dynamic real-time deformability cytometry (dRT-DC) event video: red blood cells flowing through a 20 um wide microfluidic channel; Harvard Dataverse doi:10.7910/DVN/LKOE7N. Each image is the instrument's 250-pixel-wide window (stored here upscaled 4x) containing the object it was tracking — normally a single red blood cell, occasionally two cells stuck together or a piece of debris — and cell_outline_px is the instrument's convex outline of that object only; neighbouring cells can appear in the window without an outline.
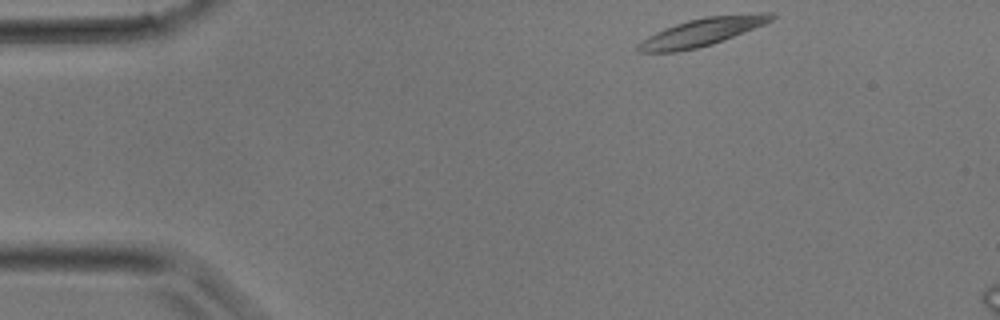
{"species": "common noctule bat (a hibernating species)", "species_latin": "Nyctalus noctula", "temperature_condition": "room temperature", "stored_images_in_passage": 6, "camera_frame_rate_fps": 3000, "um_per_image_px": 0.085, "animal": {"sex": "male", "body_mass_g": 17.9}, "frame": {"image": 1, "passage_image": 1, "time_ms": 0.0, "image_size_px": [1000, 320], "cell_outline_px": [[776, 16], [772, 20], [764, 24], [712, 44], [696, 48], [676, 52], [640, 52], [636, 48], [636, 44], [648, 36], [664, 28], [688, 20], [704, 16], [756, 12], [772, 12]], "centroid_in_image_um": [59.68, 2.7], "position_along_channel_um": 25.3, "area_um2": 21.62}}